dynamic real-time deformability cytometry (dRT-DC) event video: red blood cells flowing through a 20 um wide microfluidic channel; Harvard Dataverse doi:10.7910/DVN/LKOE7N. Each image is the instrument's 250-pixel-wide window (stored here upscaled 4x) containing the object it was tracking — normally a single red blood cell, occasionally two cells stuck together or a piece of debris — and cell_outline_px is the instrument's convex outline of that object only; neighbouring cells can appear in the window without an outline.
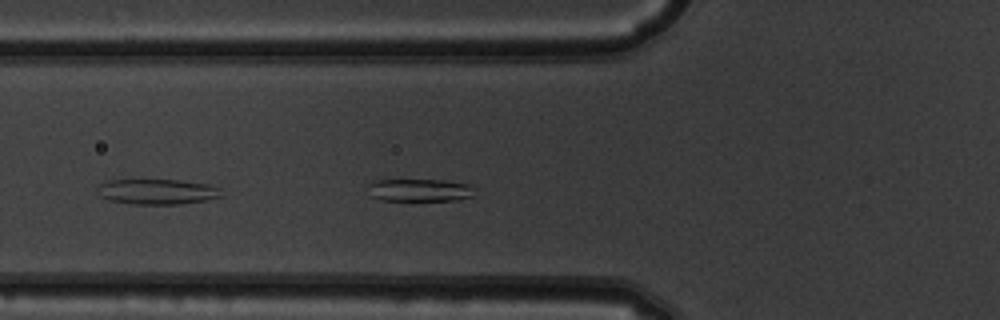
{"species": "common noctule bat (a hibernating species)", "species_latin": "Nyctalus noctula", "temperature_condition": "warm", "stored_images_in_passage": 11, "segment_of_instrument_passage": [2, 2], "camera_frame_rate_fps": 3000, "um_per_image_px": 0.085, "animal": {"sex": "male", "body_mass_g": 19.5, "forearm_length_mm": 54.6}, "frame": {"image": 1, "passage_image": 11, "time_ms": 3.333, "image_size_px": [1000, 320], "cell_outline_px": [[472, 196], [460, 200], [380, 200], [372, 196], [368, 184], [372, 180], [444, 180], [472, 184]], "centroid_in_image_um": [35.68, 16.15], "position_along_channel_um": 90.1, "area_um2": 13.99}}